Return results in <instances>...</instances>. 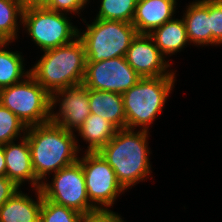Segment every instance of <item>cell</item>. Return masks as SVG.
I'll list each match as a JSON object with an SVG mask.
<instances>
[{
  "mask_svg": "<svg viewBox=\"0 0 222 222\" xmlns=\"http://www.w3.org/2000/svg\"><path fill=\"white\" fill-rule=\"evenodd\" d=\"M76 136L51 121L27 128L25 137L29 143L32 167L40 183L49 181L50 174L78 161L83 149Z\"/></svg>",
  "mask_w": 222,
  "mask_h": 222,
  "instance_id": "1",
  "label": "cell"
},
{
  "mask_svg": "<svg viewBox=\"0 0 222 222\" xmlns=\"http://www.w3.org/2000/svg\"><path fill=\"white\" fill-rule=\"evenodd\" d=\"M149 135L147 130L119 129L98 151L126 191L151 176Z\"/></svg>",
  "mask_w": 222,
  "mask_h": 222,
  "instance_id": "2",
  "label": "cell"
},
{
  "mask_svg": "<svg viewBox=\"0 0 222 222\" xmlns=\"http://www.w3.org/2000/svg\"><path fill=\"white\" fill-rule=\"evenodd\" d=\"M86 53L79 37L61 47L43 51L30 68V75L50 94L83 84Z\"/></svg>",
  "mask_w": 222,
  "mask_h": 222,
  "instance_id": "3",
  "label": "cell"
},
{
  "mask_svg": "<svg viewBox=\"0 0 222 222\" xmlns=\"http://www.w3.org/2000/svg\"><path fill=\"white\" fill-rule=\"evenodd\" d=\"M176 75L143 77L122 94L126 128L150 130L158 115L166 107Z\"/></svg>",
  "mask_w": 222,
  "mask_h": 222,
  "instance_id": "4",
  "label": "cell"
},
{
  "mask_svg": "<svg viewBox=\"0 0 222 222\" xmlns=\"http://www.w3.org/2000/svg\"><path fill=\"white\" fill-rule=\"evenodd\" d=\"M86 30L78 29V37L84 44L86 62H99L125 57L137 30L132 23L94 18L85 24Z\"/></svg>",
  "mask_w": 222,
  "mask_h": 222,
  "instance_id": "5",
  "label": "cell"
},
{
  "mask_svg": "<svg viewBox=\"0 0 222 222\" xmlns=\"http://www.w3.org/2000/svg\"><path fill=\"white\" fill-rule=\"evenodd\" d=\"M73 16L56 12L44 6H28L23 11L22 28L43 52L71 43L78 37Z\"/></svg>",
  "mask_w": 222,
  "mask_h": 222,
  "instance_id": "6",
  "label": "cell"
},
{
  "mask_svg": "<svg viewBox=\"0 0 222 222\" xmlns=\"http://www.w3.org/2000/svg\"><path fill=\"white\" fill-rule=\"evenodd\" d=\"M0 104L27 127L44 124L51 117V95L31 76L0 89Z\"/></svg>",
  "mask_w": 222,
  "mask_h": 222,
  "instance_id": "7",
  "label": "cell"
},
{
  "mask_svg": "<svg viewBox=\"0 0 222 222\" xmlns=\"http://www.w3.org/2000/svg\"><path fill=\"white\" fill-rule=\"evenodd\" d=\"M82 165L87 196L96 209H110L125 189L118 182L113 168L99 152H84Z\"/></svg>",
  "mask_w": 222,
  "mask_h": 222,
  "instance_id": "8",
  "label": "cell"
},
{
  "mask_svg": "<svg viewBox=\"0 0 222 222\" xmlns=\"http://www.w3.org/2000/svg\"><path fill=\"white\" fill-rule=\"evenodd\" d=\"M51 182L41 183L43 197L82 214L97 210L87 196L84 171L79 161L61 168L52 175Z\"/></svg>",
  "mask_w": 222,
  "mask_h": 222,
  "instance_id": "9",
  "label": "cell"
},
{
  "mask_svg": "<svg viewBox=\"0 0 222 222\" xmlns=\"http://www.w3.org/2000/svg\"><path fill=\"white\" fill-rule=\"evenodd\" d=\"M142 77L128 64L126 57L86 62L83 84L88 89L123 94Z\"/></svg>",
  "mask_w": 222,
  "mask_h": 222,
  "instance_id": "10",
  "label": "cell"
},
{
  "mask_svg": "<svg viewBox=\"0 0 222 222\" xmlns=\"http://www.w3.org/2000/svg\"><path fill=\"white\" fill-rule=\"evenodd\" d=\"M90 114L89 89L84 84L64 88L51 95L50 121L68 131L75 133Z\"/></svg>",
  "mask_w": 222,
  "mask_h": 222,
  "instance_id": "11",
  "label": "cell"
},
{
  "mask_svg": "<svg viewBox=\"0 0 222 222\" xmlns=\"http://www.w3.org/2000/svg\"><path fill=\"white\" fill-rule=\"evenodd\" d=\"M125 57L128 64L142 78L176 75L177 72L170 69V60H165L149 34H137Z\"/></svg>",
  "mask_w": 222,
  "mask_h": 222,
  "instance_id": "12",
  "label": "cell"
},
{
  "mask_svg": "<svg viewBox=\"0 0 222 222\" xmlns=\"http://www.w3.org/2000/svg\"><path fill=\"white\" fill-rule=\"evenodd\" d=\"M4 156L6 176L18 187L22 188L25 182H30L28 184L32 185L33 189L41 187L32 167L30 148L26 137L18 139L17 142L4 144Z\"/></svg>",
  "mask_w": 222,
  "mask_h": 222,
  "instance_id": "13",
  "label": "cell"
},
{
  "mask_svg": "<svg viewBox=\"0 0 222 222\" xmlns=\"http://www.w3.org/2000/svg\"><path fill=\"white\" fill-rule=\"evenodd\" d=\"M178 0H138L132 24L138 34H150L155 28L172 20Z\"/></svg>",
  "mask_w": 222,
  "mask_h": 222,
  "instance_id": "14",
  "label": "cell"
},
{
  "mask_svg": "<svg viewBox=\"0 0 222 222\" xmlns=\"http://www.w3.org/2000/svg\"><path fill=\"white\" fill-rule=\"evenodd\" d=\"M181 17L186 25L190 44L197 47L219 45L212 38L210 29V0H193L186 4Z\"/></svg>",
  "mask_w": 222,
  "mask_h": 222,
  "instance_id": "15",
  "label": "cell"
},
{
  "mask_svg": "<svg viewBox=\"0 0 222 222\" xmlns=\"http://www.w3.org/2000/svg\"><path fill=\"white\" fill-rule=\"evenodd\" d=\"M33 190L36 199L22 192L21 189L9 198L0 207V222H40L43 194L40 188Z\"/></svg>",
  "mask_w": 222,
  "mask_h": 222,
  "instance_id": "16",
  "label": "cell"
},
{
  "mask_svg": "<svg viewBox=\"0 0 222 222\" xmlns=\"http://www.w3.org/2000/svg\"><path fill=\"white\" fill-rule=\"evenodd\" d=\"M90 113L103 117L118 130L126 129V115L121 94L89 89Z\"/></svg>",
  "mask_w": 222,
  "mask_h": 222,
  "instance_id": "17",
  "label": "cell"
},
{
  "mask_svg": "<svg viewBox=\"0 0 222 222\" xmlns=\"http://www.w3.org/2000/svg\"><path fill=\"white\" fill-rule=\"evenodd\" d=\"M149 35L166 60L177 52H181L185 46L190 45L183 18H173L155 28Z\"/></svg>",
  "mask_w": 222,
  "mask_h": 222,
  "instance_id": "18",
  "label": "cell"
},
{
  "mask_svg": "<svg viewBox=\"0 0 222 222\" xmlns=\"http://www.w3.org/2000/svg\"><path fill=\"white\" fill-rule=\"evenodd\" d=\"M117 130L103 117L90 114L76 132L88 144L84 152H98L113 138Z\"/></svg>",
  "mask_w": 222,
  "mask_h": 222,
  "instance_id": "19",
  "label": "cell"
},
{
  "mask_svg": "<svg viewBox=\"0 0 222 222\" xmlns=\"http://www.w3.org/2000/svg\"><path fill=\"white\" fill-rule=\"evenodd\" d=\"M11 43L0 42V89L17 84L30 75V69L25 70L22 52L7 49Z\"/></svg>",
  "mask_w": 222,
  "mask_h": 222,
  "instance_id": "20",
  "label": "cell"
},
{
  "mask_svg": "<svg viewBox=\"0 0 222 222\" xmlns=\"http://www.w3.org/2000/svg\"><path fill=\"white\" fill-rule=\"evenodd\" d=\"M24 8L19 0H0V41L15 42L19 39Z\"/></svg>",
  "mask_w": 222,
  "mask_h": 222,
  "instance_id": "21",
  "label": "cell"
},
{
  "mask_svg": "<svg viewBox=\"0 0 222 222\" xmlns=\"http://www.w3.org/2000/svg\"><path fill=\"white\" fill-rule=\"evenodd\" d=\"M95 18L132 23L138 0H99Z\"/></svg>",
  "mask_w": 222,
  "mask_h": 222,
  "instance_id": "22",
  "label": "cell"
},
{
  "mask_svg": "<svg viewBox=\"0 0 222 222\" xmlns=\"http://www.w3.org/2000/svg\"><path fill=\"white\" fill-rule=\"evenodd\" d=\"M27 128L22 120L0 104V145L25 137Z\"/></svg>",
  "mask_w": 222,
  "mask_h": 222,
  "instance_id": "23",
  "label": "cell"
},
{
  "mask_svg": "<svg viewBox=\"0 0 222 222\" xmlns=\"http://www.w3.org/2000/svg\"><path fill=\"white\" fill-rule=\"evenodd\" d=\"M83 214L43 197L40 222H82Z\"/></svg>",
  "mask_w": 222,
  "mask_h": 222,
  "instance_id": "24",
  "label": "cell"
},
{
  "mask_svg": "<svg viewBox=\"0 0 222 222\" xmlns=\"http://www.w3.org/2000/svg\"><path fill=\"white\" fill-rule=\"evenodd\" d=\"M90 2L88 0H47L43 6L56 12L75 14V16L77 14L80 17L79 15Z\"/></svg>",
  "mask_w": 222,
  "mask_h": 222,
  "instance_id": "25",
  "label": "cell"
},
{
  "mask_svg": "<svg viewBox=\"0 0 222 222\" xmlns=\"http://www.w3.org/2000/svg\"><path fill=\"white\" fill-rule=\"evenodd\" d=\"M210 29L212 38L222 45V0H210Z\"/></svg>",
  "mask_w": 222,
  "mask_h": 222,
  "instance_id": "26",
  "label": "cell"
},
{
  "mask_svg": "<svg viewBox=\"0 0 222 222\" xmlns=\"http://www.w3.org/2000/svg\"><path fill=\"white\" fill-rule=\"evenodd\" d=\"M121 217L110 209H97L83 214L82 222H126Z\"/></svg>",
  "mask_w": 222,
  "mask_h": 222,
  "instance_id": "27",
  "label": "cell"
},
{
  "mask_svg": "<svg viewBox=\"0 0 222 222\" xmlns=\"http://www.w3.org/2000/svg\"><path fill=\"white\" fill-rule=\"evenodd\" d=\"M19 189L7 176L0 177V207L11 198Z\"/></svg>",
  "mask_w": 222,
  "mask_h": 222,
  "instance_id": "28",
  "label": "cell"
},
{
  "mask_svg": "<svg viewBox=\"0 0 222 222\" xmlns=\"http://www.w3.org/2000/svg\"><path fill=\"white\" fill-rule=\"evenodd\" d=\"M1 176H6L4 145H0V177Z\"/></svg>",
  "mask_w": 222,
  "mask_h": 222,
  "instance_id": "29",
  "label": "cell"
},
{
  "mask_svg": "<svg viewBox=\"0 0 222 222\" xmlns=\"http://www.w3.org/2000/svg\"><path fill=\"white\" fill-rule=\"evenodd\" d=\"M24 7L43 6L47 0H19Z\"/></svg>",
  "mask_w": 222,
  "mask_h": 222,
  "instance_id": "30",
  "label": "cell"
}]
</instances>
